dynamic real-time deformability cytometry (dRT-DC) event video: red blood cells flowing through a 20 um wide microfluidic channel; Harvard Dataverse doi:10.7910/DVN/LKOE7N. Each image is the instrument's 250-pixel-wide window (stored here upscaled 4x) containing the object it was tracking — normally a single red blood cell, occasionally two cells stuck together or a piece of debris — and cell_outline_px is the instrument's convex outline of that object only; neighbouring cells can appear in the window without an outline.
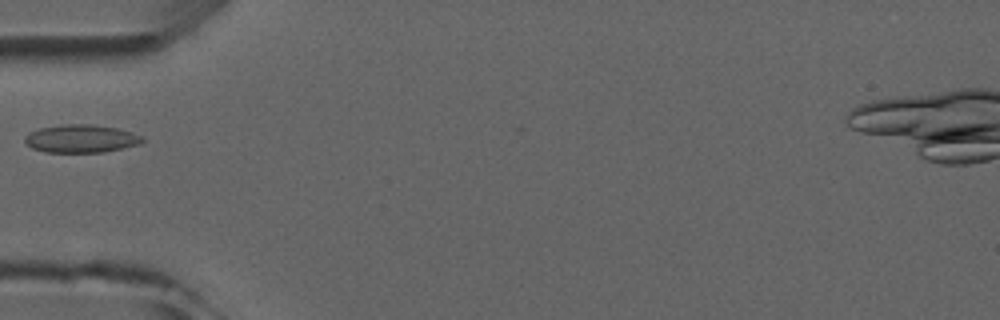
{"species": "common noctule bat (a hibernating species)", "species_latin": "Nyctalus noctula", "temperature_condition": "room temperature", "stored_images_in_passage": 3, "camera_frame_rate_fps": 3000, "um_per_image_px": 0.085, "animal": {"sex": "male", "forearm_length_mm": 52.5}, "frame": {"image": 1, "passage_image": 3, "time_ms": 2.333, "image_size_px": [1000, 320], "cell_outline_px": [[144, 140], [140, 144], [104, 152], [44, 152], [32, 148], [24, 140], [24, 136], [40, 128], [60, 124], [88, 124], [116, 128], [132, 132], [144, 136]], "centroid_in_image_um": [6.91, 11.78], "position_along_channel_um": 78.1, "area_um2": 19.13}}